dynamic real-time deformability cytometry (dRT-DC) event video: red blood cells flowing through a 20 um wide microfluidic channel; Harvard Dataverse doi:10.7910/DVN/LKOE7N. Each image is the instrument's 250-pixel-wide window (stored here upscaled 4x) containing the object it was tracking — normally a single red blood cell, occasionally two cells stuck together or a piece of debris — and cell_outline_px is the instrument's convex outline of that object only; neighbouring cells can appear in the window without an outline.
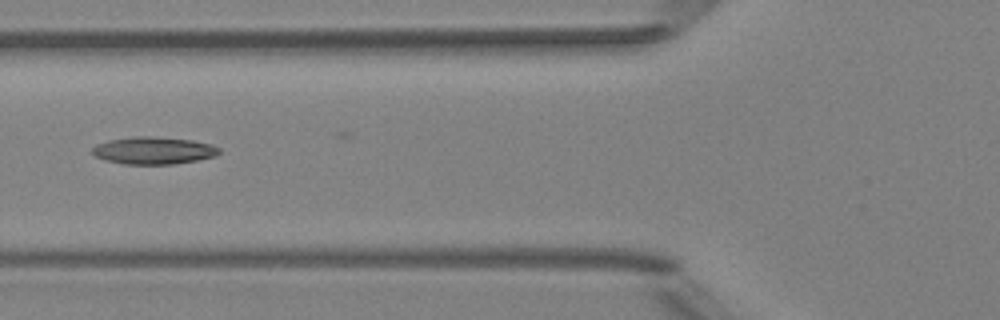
{"species": "Egyptian fruit bat (a non-hibernating species)", "species_latin": "Rousettus aegyptiacus", "temperature_condition": "room temperature", "stored_images_in_passage": 9, "camera_frame_rate_fps": 3000, "um_per_image_px": 0.085, "animal": {"sex": "female"}, "frame": {"image": 1, "passage_image": 6, "time_ms": 1.667, "image_size_px": [1000, 320], "cell_outline_px": [[220, 152], [216, 156], [196, 160], [172, 164], [124, 164], [104, 160], [96, 156], [92, 152], [92, 148], [96, 144], [108, 140], [132, 136], [148, 136], [192, 140], [212, 144], [220, 148]], "centroid_in_image_um": [13.04, 12.79], "position_along_channel_um": 112.8, "area_um2": 20.23}}